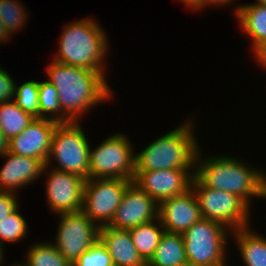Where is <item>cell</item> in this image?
Listing matches in <instances>:
<instances>
[{"mask_svg":"<svg viewBox=\"0 0 266 266\" xmlns=\"http://www.w3.org/2000/svg\"><path fill=\"white\" fill-rule=\"evenodd\" d=\"M15 79L0 66V103L14 100Z\"/></svg>","mask_w":266,"mask_h":266,"instance_id":"obj_29","label":"cell"},{"mask_svg":"<svg viewBox=\"0 0 266 266\" xmlns=\"http://www.w3.org/2000/svg\"><path fill=\"white\" fill-rule=\"evenodd\" d=\"M59 122L48 118H35L20 134L8 142L10 153L40 159L46 164L53 132Z\"/></svg>","mask_w":266,"mask_h":266,"instance_id":"obj_14","label":"cell"},{"mask_svg":"<svg viewBox=\"0 0 266 266\" xmlns=\"http://www.w3.org/2000/svg\"><path fill=\"white\" fill-rule=\"evenodd\" d=\"M26 9L19 0H0V21L11 36L25 28L29 18Z\"/></svg>","mask_w":266,"mask_h":266,"instance_id":"obj_24","label":"cell"},{"mask_svg":"<svg viewBox=\"0 0 266 266\" xmlns=\"http://www.w3.org/2000/svg\"><path fill=\"white\" fill-rule=\"evenodd\" d=\"M254 4H258V5H266V0H257V1H255Z\"/></svg>","mask_w":266,"mask_h":266,"instance_id":"obj_37","label":"cell"},{"mask_svg":"<svg viewBox=\"0 0 266 266\" xmlns=\"http://www.w3.org/2000/svg\"><path fill=\"white\" fill-rule=\"evenodd\" d=\"M223 224L201 218L183 236L188 266H228V238Z\"/></svg>","mask_w":266,"mask_h":266,"instance_id":"obj_5","label":"cell"},{"mask_svg":"<svg viewBox=\"0 0 266 266\" xmlns=\"http://www.w3.org/2000/svg\"><path fill=\"white\" fill-rule=\"evenodd\" d=\"M147 266H188L182 234L164 232Z\"/></svg>","mask_w":266,"mask_h":266,"instance_id":"obj_20","label":"cell"},{"mask_svg":"<svg viewBox=\"0 0 266 266\" xmlns=\"http://www.w3.org/2000/svg\"><path fill=\"white\" fill-rule=\"evenodd\" d=\"M19 211L18 207L13 213L0 220V245L3 248L6 242H19L28 234V223Z\"/></svg>","mask_w":266,"mask_h":266,"instance_id":"obj_25","label":"cell"},{"mask_svg":"<svg viewBox=\"0 0 266 266\" xmlns=\"http://www.w3.org/2000/svg\"><path fill=\"white\" fill-rule=\"evenodd\" d=\"M44 174L47 177L45 180L46 203L50 211L60 214L82 210L85 179L53 169L46 164L42 172V175Z\"/></svg>","mask_w":266,"mask_h":266,"instance_id":"obj_11","label":"cell"},{"mask_svg":"<svg viewBox=\"0 0 266 266\" xmlns=\"http://www.w3.org/2000/svg\"><path fill=\"white\" fill-rule=\"evenodd\" d=\"M180 3L184 4V6L189 7V9H193L194 11L201 10V0H179Z\"/></svg>","mask_w":266,"mask_h":266,"instance_id":"obj_33","label":"cell"},{"mask_svg":"<svg viewBox=\"0 0 266 266\" xmlns=\"http://www.w3.org/2000/svg\"><path fill=\"white\" fill-rule=\"evenodd\" d=\"M5 248H3L1 245H0V266H2L4 264L3 261L4 260V255H5ZM4 266V265H3Z\"/></svg>","mask_w":266,"mask_h":266,"instance_id":"obj_36","label":"cell"},{"mask_svg":"<svg viewBox=\"0 0 266 266\" xmlns=\"http://www.w3.org/2000/svg\"><path fill=\"white\" fill-rule=\"evenodd\" d=\"M132 181L109 178L85 180L81 211L98 227L109 225Z\"/></svg>","mask_w":266,"mask_h":266,"instance_id":"obj_9","label":"cell"},{"mask_svg":"<svg viewBox=\"0 0 266 266\" xmlns=\"http://www.w3.org/2000/svg\"><path fill=\"white\" fill-rule=\"evenodd\" d=\"M12 38V36L8 33L3 23L0 21V43L7 42ZM9 39V40H8Z\"/></svg>","mask_w":266,"mask_h":266,"instance_id":"obj_35","label":"cell"},{"mask_svg":"<svg viewBox=\"0 0 266 266\" xmlns=\"http://www.w3.org/2000/svg\"><path fill=\"white\" fill-rule=\"evenodd\" d=\"M255 61L259 63L260 67L266 68V42L260 44L253 52Z\"/></svg>","mask_w":266,"mask_h":266,"instance_id":"obj_31","label":"cell"},{"mask_svg":"<svg viewBox=\"0 0 266 266\" xmlns=\"http://www.w3.org/2000/svg\"><path fill=\"white\" fill-rule=\"evenodd\" d=\"M79 122L57 124L46 162L48 167L89 179L90 142ZM56 161V167L51 164Z\"/></svg>","mask_w":266,"mask_h":266,"instance_id":"obj_6","label":"cell"},{"mask_svg":"<svg viewBox=\"0 0 266 266\" xmlns=\"http://www.w3.org/2000/svg\"><path fill=\"white\" fill-rule=\"evenodd\" d=\"M129 136L113 133L90 148L89 179H126L135 177V152Z\"/></svg>","mask_w":266,"mask_h":266,"instance_id":"obj_7","label":"cell"},{"mask_svg":"<svg viewBox=\"0 0 266 266\" xmlns=\"http://www.w3.org/2000/svg\"><path fill=\"white\" fill-rule=\"evenodd\" d=\"M17 192L0 191V220L13 213L19 205Z\"/></svg>","mask_w":266,"mask_h":266,"instance_id":"obj_30","label":"cell"},{"mask_svg":"<svg viewBox=\"0 0 266 266\" xmlns=\"http://www.w3.org/2000/svg\"><path fill=\"white\" fill-rule=\"evenodd\" d=\"M8 139L0 131V157L8 151Z\"/></svg>","mask_w":266,"mask_h":266,"instance_id":"obj_34","label":"cell"},{"mask_svg":"<svg viewBox=\"0 0 266 266\" xmlns=\"http://www.w3.org/2000/svg\"><path fill=\"white\" fill-rule=\"evenodd\" d=\"M237 21L241 28L251 39L252 53L260 44L266 42V5L246 3L234 8Z\"/></svg>","mask_w":266,"mask_h":266,"instance_id":"obj_18","label":"cell"},{"mask_svg":"<svg viewBox=\"0 0 266 266\" xmlns=\"http://www.w3.org/2000/svg\"><path fill=\"white\" fill-rule=\"evenodd\" d=\"M56 240L51 241L72 265L99 240V227L82 211L60 213Z\"/></svg>","mask_w":266,"mask_h":266,"instance_id":"obj_10","label":"cell"},{"mask_svg":"<svg viewBox=\"0 0 266 266\" xmlns=\"http://www.w3.org/2000/svg\"><path fill=\"white\" fill-rule=\"evenodd\" d=\"M187 118L135 153V171L195 169L197 151L201 146L194 134V117Z\"/></svg>","mask_w":266,"mask_h":266,"instance_id":"obj_4","label":"cell"},{"mask_svg":"<svg viewBox=\"0 0 266 266\" xmlns=\"http://www.w3.org/2000/svg\"><path fill=\"white\" fill-rule=\"evenodd\" d=\"M237 0H201V9L206 10L207 7H211V5L214 7L216 6H230L232 3L236 2ZM229 4V5H228Z\"/></svg>","mask_w":266,"mask_h":266,"instance_id":"obj_32","label":"cell"},{"mask_svg":"<svg viewBox=\"0 0 266 266\" xmlns=\"http://www.w3.org/2000/svg\"><path fill=\"white\" fill-rule=\"evenodd\" d=\"M250 227L232 231L231 239L237 244L245 266H266V237Z\"/></svg>","mask_w":266,"mask_h":266,"instance_id":"obj_19","label":"cell"},{"mask_svg":"<svg viewBox=\"0 0 266 266\" xmlns=\"http://www.w3.org/2000/svg\"><path fill=\"white\" fill-rule=\"evenodd\" d=\"M35 118L23 111L14 101L0 103V131L8 141L20 134Z\"/></svg>","mask_w":266,"mask_h":266,"instance_id":"obj_22","label":"cell"},{"mask_svg":"<svg viewBox=\"0 0 266 266\" xmlns=\"http://www.w3.org/2000/svg\"><path fill=\"white\" fill-rule=\"evenodd\" d=\"M6 161L0 169V191L24 188L42 177L45 164L37 158L20 156L7 151L1 158Z\"/></svg>","mask_w":266,"mask_h":266,"instance_id":"obj_16","label":"cell"},{"mask_svg":"<svg viewBox=\"0 0 266 266\" xmlns=\"http://www.w3.org/2000/svg\"><path fill=\"white\" fill-rule=\"evenodd\" d=\"M47 81L59 93L62 122H81L92 107L112 98V90L105 76L96 70L52 61L46 67ZM90 109V110H89Z\"/></svg>","mask_w":266,"mask_h":266,"instance_id":"obj_1","label":"cell"},{"mask_svg":"<svg viewBox=\"0 0 266 266\" xmlns=\"http://www.w3.org/2000/svg\"><path fill=\"white\" fill-rule=\"evenodd\" d=\"M26 256L23 262L26 266H72L51 241L32 244Z\"/></svg>","mask_w":266,"mask_h":266,"instance_id":"obj_23","label":"cell"},{"mask_svg":"<svg viewBox=\"0 0 266 266\" xmlns=\"http://www.w3.org/2000/svg\"><path fill=\"white\" fill-rule=\"evenodd\" d=\"M200 151L201 148L197 151L194 176L204 186L235 194L249 207L255 197L266 198L265 171L233 156L216 154L207 157Z\"/></svg>","mask_w":266,"mask_h":266,"instance_id":"obj_2","label":"cell"},{"mask_svg":"<svg viewBox=\"0 0 266 266\" xmlns=\"http://www.w3.org/2000/svg\"><path fill=\"white\" fill-rule=\"evenodd\" d=\"M10 266H26V265L23 262H21V263L18 262V263H14Z\"/></svg>","mask_w":266,"mask_h":266,"instance_id":"obj_38","label":"cell"},{"mask_svg":"<svg viewBox=\"0 0 266 266\" xmlns=\"http://www.w3.org/2000/svg\"><path fill=\"white\" fill-rule=\"evenodd\" d=\"M99 240L107 248L114 266H146L134 246L129 230L99 227Z\"/></svg>","mask_w":266,"mask_h":266,"instance_id":"obj_17","label":"cell"},{"mask_svg":"<svg viewBox=\"0 0 266 266\" xmlns=\"http://www.w3.org/2000/svg\"><path fill=\"white\" fill-rule=\"evenodd\" d=\"M201 218L199 202L192 187L159 204V219L165 232L183 234Z\"/></svg>","mask_w":266,"mask_h":266,"instance_id":"obj_15","label":"cell"},{"mask_svg":"<svg viewBox=\"0 0 266 266\" xmlns=\"http://www.w3.org/2000/svg\"><path fill=\"white\" fill-rule=\"evenodd\" d=\"M191 187L197 196L202 218L219 222L231 232L251 226L252 209L239 196L208 188L195 176Z\"/></svg>","mask_w":266,"mask_h":266,"instance_id":"obj_8","label":"cell"},{"mask_svg":"<svg viewBox=\"0 0 266 266\" xmlns=\"http://www.w3.org/2000/svg\"><path fill=\"white\" fill-rule=\"evenodd\" d=\"M158 218L159 204L132 181L108 226L128 230Z\"/></svg>","mask_w":266,"mask_h":266,"instance_id":"obj_13","label":"cell"},{"mask_svg":"<svg viewBox=\"0 0 266 266\" xmlns=\"http://www.w3.org/2000/svg\"><path fill=\"white\" fill-rule=\"evenodd\" d=\"M134 246L147 263L154 254L165 230L160 219L128 229Z\"/></svg>","mask_w":266,"mask_h":266,"instance_id":"obj_21","label":"cell"},{"mask_svg":"<svg viewBox=\"0 0 266 266\" xmlns=\"http://www.w3.org/2000/svg\"><path fill=\"white\" fill-rule=\"evenodd\" d=\"M89 16L63 26L54 61L87 70H96L106 77L109 49L104 28ZM104 65V66H103Z\"/></svg>","mask_w":266,"mask_h":266,"instance_id":"obj_3","label":"cell"},{"mask_svg":"<svg viewBox=\"0 0 266 266\" xmlns=\"http://www.w3.org/2000/svg\"><path fill=\"white\" fill-rule=\"evenodd\" d=\"M195 169L135 171L133 182L158 204L191 188Z\"/></svg>","mask_w":266,"mask_h":266,"instance_id":"obj_12","label":"cell"},{"mask_svg":"<svg viewBox=\"0 0 266 266\" xmlns=\"http://www.w3.org/2000/svg\"><path fill=\"white\" fill-rule=\"evenodd\" d=\"M39 109L40 118H48L62 122V109L59 93L49 81H39Z\"/></svg>","mask_w":266,"mask_h":266,"instance_id":"obj_26","label":"cell"},{"mask_svg":"<svg viewBox=\"0 0 266 266\" xmlns=\"http://www.w3.org/2000/svg\"><path fill=\"white\" fill-rule=\"evenodd\" d=\"M72 266H114V264L107 248L98 240Z\"/></svg>","mask_w":266,"mask_h":266,"instance_id":"obj_28","label":"cell"},{"mask_svg":"<svg viewBox=\"0 0 266 266\" xmlns=\"http://www.w3.org/2000/svg\"><path fill=\"white\" fill-rule=\"evenodd\" d=\"M23 111L40 118L39 109V81L28 80L21 85L15 84L13 100Z\"/></svg>","mask_w":266,"mask_h":266,"instance_id":"obj_27","label":"cell"}]
</instances>
